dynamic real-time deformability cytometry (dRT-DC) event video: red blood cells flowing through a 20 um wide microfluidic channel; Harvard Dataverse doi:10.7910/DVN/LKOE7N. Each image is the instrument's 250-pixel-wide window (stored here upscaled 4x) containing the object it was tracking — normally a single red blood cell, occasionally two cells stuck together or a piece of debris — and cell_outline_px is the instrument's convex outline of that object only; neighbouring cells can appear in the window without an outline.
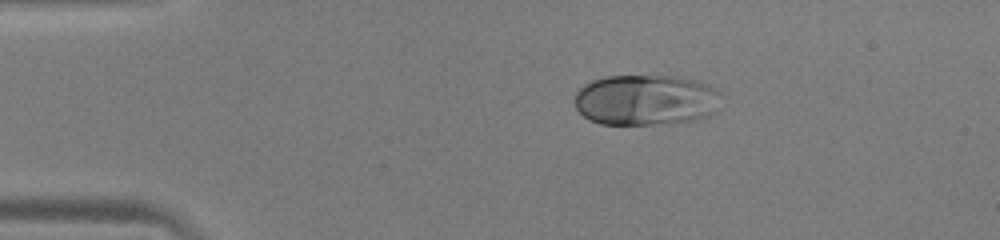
{"species": "human", "species_latin": "Homo sapiens", "temperature_condition": "warm", "stored_images_in_passage": 42, "camera_frame_rate_fps": 3000, "um_per_image_px": 0.085, "donor": {"sex": "male"}, "frame": {"image": 1, "passage_image": 1, "time_ms": 0.0, "image_size_px": [1000, 240], "cell_outline_px": [[720, 92], [716, 112], [708, 116], [696, 120], [648, 124], [600, 124], [588, 120], [576, 108], [576, 92], [584, 84], [592, 80], [604, 76], [676, 76], [696, 80], [708, 84], [716, 88]], "centroid_in_image_um": [54.9, 8.49], "position_along_channel_um": 30.1, "area_um2": 43.47}}
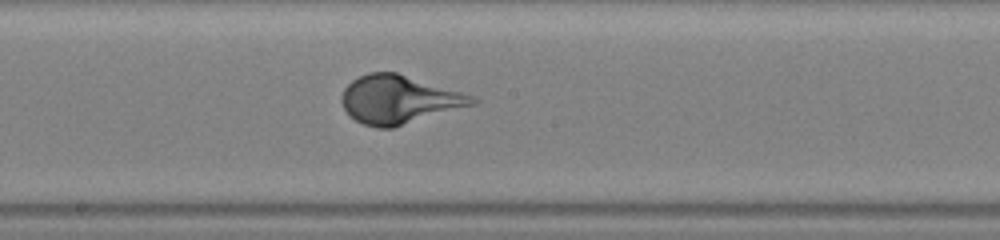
{"frame": {"image": 2, "passage_image": 19, "time_ms": 6.0, "image_size_px": [1000, 240], "cell_outline_px": [[480, 100], [476, 104], [392, 128], [376, 128], [364, 124], [356, 120], [344, 108], [340, 100], [340, 96], [344, 88], [352, 80], [368, 72], [396, 72], [460, 92], [472, 96]], "centroid_in_image_um": [33.88, 8.46], "position_along_channel_um": 214.3, "area_um2": 36.41}}
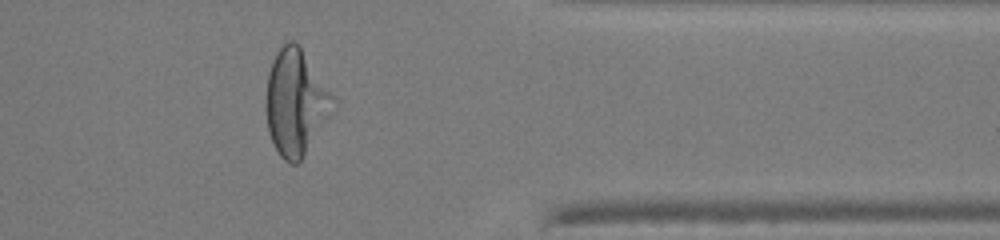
{"frame": {"image": 3, "passage_image": 33, "time_ms": 10.667, "image_size_px": [1000, 240], "cell_outline_px": [[336, 100], [332, 112], [300, 160], [296, 164], [292, 164], [284, 160], [280, 156], [272, 140], [268, 128], [268, 72], [272, 60], [276, 52], [288, 40], [292, 40], [300, 44]], "centroid_in_image_um": [25.16, 8.66], "position_along_channel_um": 386.2, "area_um2": 40.46}}